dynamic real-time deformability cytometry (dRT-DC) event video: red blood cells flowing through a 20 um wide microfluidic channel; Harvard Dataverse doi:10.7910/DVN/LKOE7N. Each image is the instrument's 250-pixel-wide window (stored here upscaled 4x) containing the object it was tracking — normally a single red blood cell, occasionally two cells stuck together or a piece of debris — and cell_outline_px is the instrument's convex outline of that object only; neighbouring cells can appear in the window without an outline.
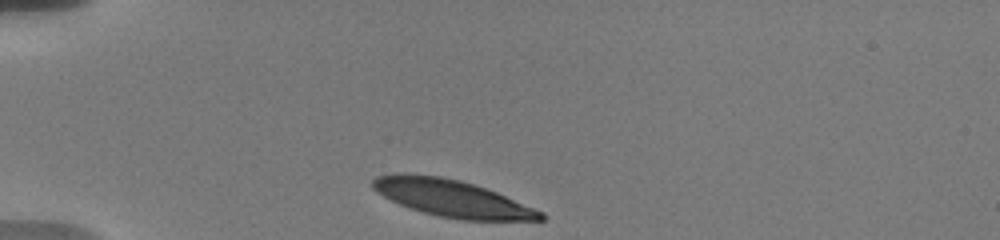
{"species": "human", "species_latin": "Homo sapiens", "temperature_condition": "warm", "stored_images_in_passage": 42, "camera_frame_rate_fps": 3000, "um_per_image_px": 0.085, "donor": {"sex": "male"}, "frame": {"image": 1, "passage_image": 1, "time_ms": 0.0, "image_size_px": [1000, 240], "cell_outline_px": [[544, 220], [460, 220], [440, 216], [424, 212], [400, 204], [376, 192], [372, 188], [372, 180], [376, 176], [396, 172], [404, 172], [440, 176], [460, 180], [496, 192], [544, 212]], "centroid_in_image_um": [38.38, 16.83], "position_along_channel_um": 46.6, "area_um2": 36.01}}
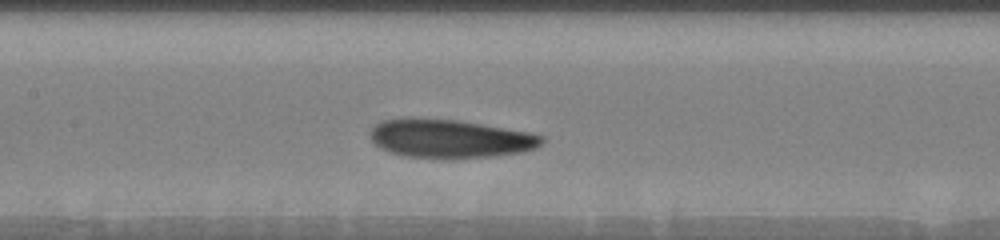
{"frame": {"image": 2, "passage_image": 16, "time_ms": 4.333, "image_size_px": [1000, 240], "cell_outline_px": [[544, 140], [536, 148], [520, 152], [492, 156], [404, 156], [380, 148], [372, 140], [372, 128], [376, 124], [384, 120], [400, 116], [408, 116], [456, 120], [528, 132], [544, 136]], "centroid_in_image_um": [38.21, 11.73], "position_along_channel_um": 169.2, "area_um2": 37.69}}
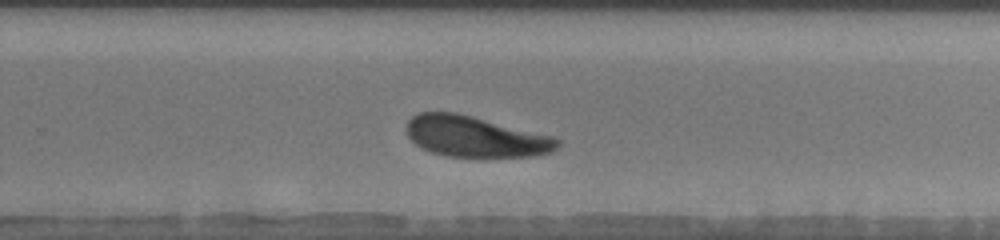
{"frame": {"image": 3, "passage_image": 27, "time_ms": 7.667, "image_size_px": [1000, 240], "cell_outline_px": [[560, 144], [552, 152], [532, 156], [448, 156], [432, 152], [416, 144], [408, 136], [404, 128], [408, 120], [412, 116], [420, 112], [456, 112], [556, 136], [560, 140]], "centroid_in_image_um": [40.42, 11.59], "position_along_channel_um": 289.4, "area_um2": 36.01}, "authors_computed_cell_mechanics": {"area_um2": 37.3677, "velocity_mm_per_s": 3.6255, "shape_relaxation_time_tau1_ms": 2.2423, "shape_relaxation_time_tau2_ms": 3.3382, "deformation_change_tau1": 0.134, "deformation_change_tau2": 0.0999}}